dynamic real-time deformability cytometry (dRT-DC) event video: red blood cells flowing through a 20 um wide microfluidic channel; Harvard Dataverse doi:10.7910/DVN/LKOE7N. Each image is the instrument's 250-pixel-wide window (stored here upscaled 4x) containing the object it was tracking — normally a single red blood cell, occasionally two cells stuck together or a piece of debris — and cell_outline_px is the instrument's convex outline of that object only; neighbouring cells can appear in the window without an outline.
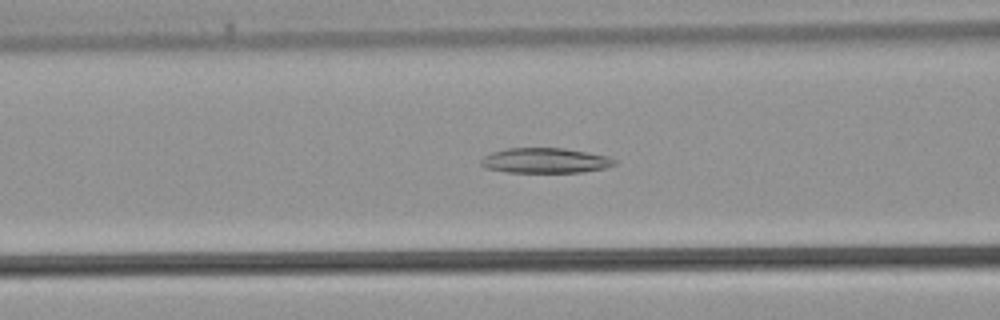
{"species": "common noctule bat (a hibernating species)", "species_latin": "Nyctalus noctula", "temperature_condition": "warm", "stored_images_in_passage": 40, "camera_frame_rate_fps": 3000, "um_per_image_px": 0.085, "animal": {"sex": "male", "body_mass_g": 21.5, "forearm_length_mm": 52.0}, "frame": {"image": 1, "passage_image": 15, "time_ms": 4.667, "image_size_px": [1000, 320], "cell_outline_px": [[616, 164], [604, 168], [580, 172], [508, 172], [484, 168], [480, 164], [480, 160], [484, 156], [492, 152], [508, 148], [564, 148], [588, 152], [608, 156], [616, 160]], "centroid_in_image_um": [46.32, 13.64], "position_along_channel_um": 120.3, "area_um2": 19.54}}
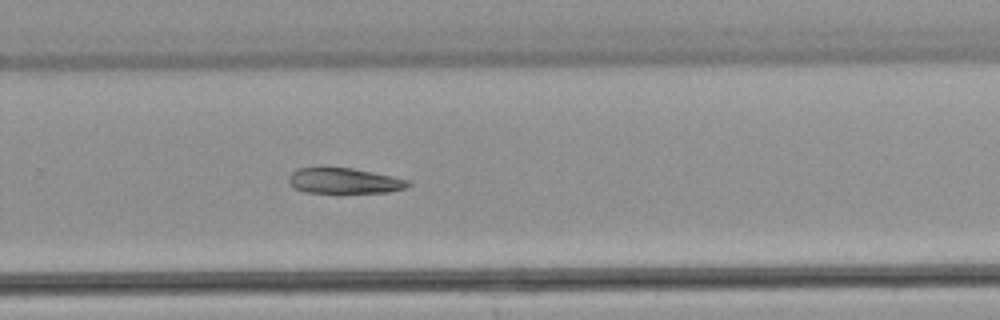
{"frame": {"image": 2, "passage_image": 26, "time_ms": 8.333, "image_size_px": [1000, 320], "cell_outline_px": [[412, 184], [404, 188], [388, 192], [304, 192], [292, 188], [288, 184], [288, 176], [296, 168], [352, 168], [392, 176], [408, 180]], "centroid_in_image_um": [29.2, 15.37], "position_along_channel_um": 300.6, "area_um2": 17.63}}
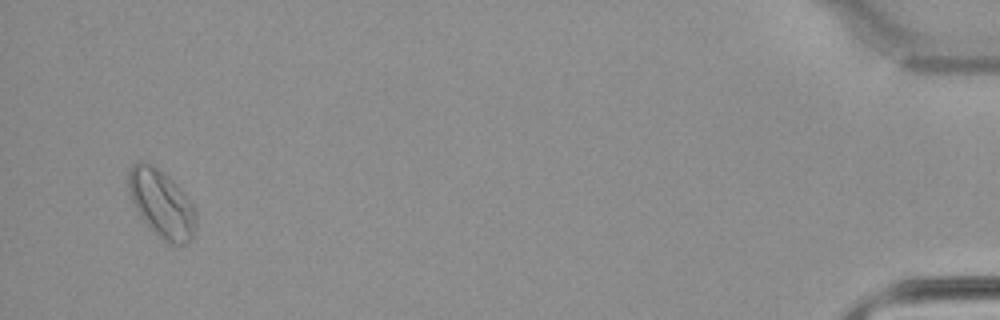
{"frame": {"image": 3, "passage_image": 39, "time_ms": 12.667, "image_size_px": [1000, 320], "cell_outline_px": [[196, 232], [192, 240], [184, 244], [172, 244], [164, 240], [148, 228], [140, 216], [128, 192], [128, 172], [132, 164], [140, 160], [144, 160], [152, 164], [164, 172], [176, 184], [196, 208]], "centroid_in_image_um": [13.74, 17.31], "position_along_channel_um": 421.5, "area_um2": 26.99}}